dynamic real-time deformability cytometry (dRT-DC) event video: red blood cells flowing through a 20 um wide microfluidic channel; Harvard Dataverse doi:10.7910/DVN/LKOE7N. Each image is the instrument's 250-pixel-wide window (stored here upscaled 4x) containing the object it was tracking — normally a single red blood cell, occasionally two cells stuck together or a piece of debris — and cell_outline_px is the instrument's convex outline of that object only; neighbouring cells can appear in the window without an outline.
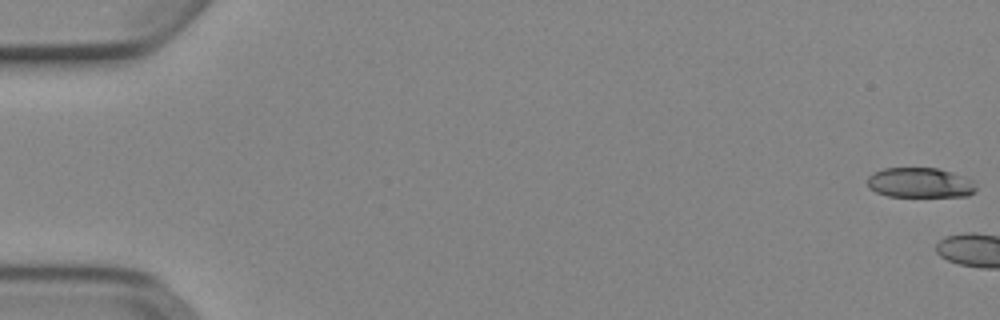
{"species": "Egyptian fruit bat (a non-hibernating species)", "species_latin": "Rousettus aegyptiacus", "temperature_condition": "cold", "stored_images_in_passage": 4, "camera_frame_rate_fps": 3000, "um_per_image_px": 0.085, "animal": {"sex": "female"}, "frame": {"image": 1, "passage_image": 1, "time_ms": 0.0, "image_size_px": [1000, 320], "cell_outline_px": [[976, 188], [968, 196], [888, 196], [876, 192], [868, 188], [868, 176], [872, 172], [884, 168], [936, 168], [972, 180]], "centroid_in_image_um": [78.13, 15.53], "position_along_channel_um": 6.9, "area_um2": 18.73}}